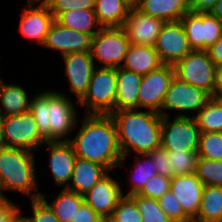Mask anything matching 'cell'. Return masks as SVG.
<instances>
[{"instance_id": "cell-6", "label": "cell", "mask_w": 222, "mask_h": 222, "mask_svg": "<svg viewBox=\"0 0 222 222\" xmlns=\"http://www.w3.org/2000/svg\"><path fill=\"white\" fill-rule=\"evenodd\" d=\"M175 76L215 97L217 66L206 50H192L174 66Z\"/></svg>"}, {"instance_id": "cell-51", "label": "cell", "mask_w": 222, "mask_h": 222, "mask_svg": "<svg viewBox=\"0 0 222 222\" xmlns=\"http://www.w3.org/2000/svg\"><path fill=\"white\" fill-rule=\"evenodd\" d=\"M100 222H114L110 217L102 218Z\"/></svg>"}, {"instance_id": "cell-16", "label": "cell", "mask_w": 222, "mask_h": 222, "mask_svg": "<svg viewBox=\"0 0 222 222\" xmlns=\"http://www.w3.org/2000/svg\"><path fill=\"white\" fill-rule=\"evenodd\" d=\"M165 21L140 12L134 6L122 28L130 44L155 46Z\"/></svg>"}, {"instance_id": "cell-20", "label": "cell", "mask_w": 222, "mask_h": 222, "mask_svg": "<svg viewBox=\"0 0 222 222\" xmlns=\"http://www.w3.org/2000/svg\"><path fill=\"white\" fill-rule=\"evenodd\" d=\"M45 145L49 150V167L54 183L67 189L77 159L73 146L69 141H47Z\"/></svg>"}, {"instance_id": "cell-44", "label": "cell", "mask_w": 222, "mask_h": 222, "mask_svg": "<svg viewBox=\"0 0 222 222\" xmlns=\"http://www.w3.org/2000/svg\"><path fill=\"white\" fill-rule=\"evenodd\" d=\"M18 208V205L9 199L0 196V222H8L11 214Z\"/></svg>"}, {"instance_id": "cell-14", "label": "cell", "mask_w": 222, "mask_h": 222, "mask_svg": "<svg viewBox=\"0 0 222 222\" xmlns=\"http://www.w3.org/2000/svg\"><path fill=\"white\" fill-rule=\"evenodd\" d=\"M34 5L36 6L32 7ZM21 15L19 32L23 37L35 40L42 46L55 21L49 7L42 0H27V6L23 8Z\"/></svg>"}, {"instance_id": "cell-41", "label": "cell", "mask_w": 222, "mask_h": 222, "mask_svg": "<svg viewBox=\"0 0 222 222\" xmlns=\"http://www.w3.org/2000/svg\"><path fill=\"white\" fill-rule=\"evenodd\" d=\"M154 160V166L156 167L159 175L171 178V167L169 163L168 151L162 147L154 149L148 153Z\"/></svg>"}, {"instance_id": "cell-47", "label": "cell", "mask_w": 222, "mask_h": 222, "mask_svg": "<svg viewBox=\"0 0 222 222\" xmlns=\"http://www.w3.org/2000/svg\"><path fill=\"white\" fill-rule=\"evenodd\" d=\"M20 208H17L10 216L8 222H31L29 217H22Z\"/></svg>"}, {"instance_id": "cell-37", "label": "cell", "mask_w": 222, "mask_h": 222, "mask_svg": "<svg viewBox=\"0 0 222 222\" xmlns=\"http://www.w3.org/2000/svg\"><path fill=\"white\" fill-rule=\"evenodd\" d=\"M160 208L173 222H187L191 219L183 212L180 202L176 196L167 191L161 198L158 199Z\"/></svg>"}, {"instance_id": "cell-17", "label": "cell", "mask_w": 222, "mask_h": 222, "mask_svg": "<svg viewBox=\"0 0 222 222\" xmlns=\"http://www.w3.org/2000/svg\"><path fill=\"white\" fill-rule=\"evenodd\" d=\"M119 182L110 175L104 176L85 195L84 202L102 218L110 217L124 196Z\"/></svg>"}, {"instance_id": "cell-43", "label": "cell", "mask_w": 222, "mask_h": 222, "mask_svg": "<svg viewBox=\"0 0 222 222\" xmlns=\"http://www.w3.org/2000/svg\"><path fill=\"white\" fill-rule=\"evenodd\" d=\"M217 0H190V11L194 13L210 12Z\"/></svg>"}, {"instance_id": "cell-31", "label": "cell", "mask_w": 222, "mask_h": 222, "mask_svg": "<svg viewBox=\"0 0 222 222\" xmlns=\"http://www.w3.org/2000/svg\"><path fill=\"white\" fill-rule=\"evenodd\" d=\"M135 159L137 161L136 167L131 171L132 175H130L132 176L130 177L131 190L127 191L125 196L138 194L145 185L146 181L158 174L156 167L154 166V160L149 154H136Z\"/></svg>"}, {"instance_id": "cell-24", "label": "cell", "mask_w": 222, "mask_h": 222, "mask_svg": "<svg viewBox=\"0 0 222 222\" xmlns=\"http://www.w3.org/2000/svg\"><path fill=\"white\" fill-rule=\"evenodd\" d=\"M162 64L154 46L130 44L122 68L146 75Z\"/></svg>"}, {"instance_id": "cell-28", "label": "cell", "mask_w": 222, "mask_h": 222, "mask_svg": "<svg viewBox=\"0 0 222 222\" xmlns=\"http://www.w3.org/2000/svg\"><path fill=\"white\" fill-rule=\"evenodd\" d=\"M222 216V187L204 186L196 222H218Z\"/></svg>"}, {"instance_id": "cell-11", "label": "cell", "mask_w": 222, "mask_h": 222, "mask_svg": "<svg viewBox=\"0 0 222 222\" xmlns=\"http://www.w3.org/2000/svg\"><path fill=\"white\" fill-rule=\"evenodd\" d=\"M193 50H207L222 36V23L210 12H188L181 19Z\"/></svg>"}, {"instance_id": "cell-8", "label": "cell", "mask_w": 222, "mask_h": 222, "mask_svg": "<svg viewBox=\"0 0 222 222\" xmlns=\"http://www.w3.org/2000/svg\"><path fill=\"white\" fill-rule=\"evenodd\" d=\"M162 116L161 147L167 151H198L200 130L193 116Z\"/></svg>"}, {"instance_id": "cell-34", "label": "cell", "mask_w": 222, "mask_h": 222, "mask_svg": "<svg viewBox=\"0 0 222 222\" xmlns=\"http://www.w3.org/2000/svg\"><path fill=\"white\" fill-rule=\"evenodd\" d=\"M141 213L142 222H173L160 208L158 200L138 194L130 196Z\"/></svg>"}, {"instance_id": "cell-33", "label": "cell", "mask_w": 222, "mask_h": 222, "mask_svg": "<svg viewBox=\"0 0 222 222\" xmlns=\"http://www.w3.org/2000/svg\"><path fill=\"white\" fill-rule=\"evenodd\" d=\"M195 174L205 186L222 187V160L198 158Z\"/></svg>"}, {"instance_id": "cell-35", "label": "cell", "mask_w": 222, "mask_h": 222, "mask_svg": "<svg viewBox=\"0 0 222 222\" xmlns=\"http://www.w3.org/2000/svg\"><path fill=\"white\" fill-rule=\"evenodd\" d=\"M199 158L222 160V132H200Z\"/></svg>"}, {"instance_id": "cell-25", "label": "cell", "mask_w": 222, "mask_h": 222, "mask_svg": "<svg viewBox=\"0 0 222 222\" xmlns=\"http://www.w3.org/2000/svg\"><path fill=\"white\" fill-rule=\"evenodd\" d=\"M28 93L17 84H6L0 78V116H14L29 111Z\"/></svg>"}, {"instance_id": "cell-15", "label": "cell", "mask_w": 222, "mask_h": 222, "mask_svg": "<svg viewBox=\"0 0 222 222\" xmlns=\"http://www.w3.org/2000/svg\"><path fill=\"white\" fill-rule=\"evenodd\" d=\"M65 64V75L69 81V90L77 97L76 104L85 96L91 81L95 61L90 51L62 55Z\"/></svg>"}, {"instance_id": "cell-12", "label": "cell", "mask_w": 222, "mask_h": 222, "mask_svg": "<svg viewBox=\"0 0 222 222\" xmlns=\"http://www.w3.org/2000/svg\"><path fill=\"white\" fill-rule=\"evenodd\" d=\"M174 76V67L165 64L143 75L139 87L138 109L146 108L159 113Z\"/></svg>"}, {"instance_id": "cell-23", "label": "cell", "mask_w": 222, "mask_h": 222, "mask_svg": "<svg viewBox=\"0 0 222 222\" xmlns=\"http://www.w3.org/2000/svg\"><path fill=\"white\" fill-rule=\"evenodd\" d=\"M134 7L165 22H175L190 12V0H138Z\"/></svg>"}, {"instance_id": "cell-45", "label": "cell", "mask_w": 222, "mask_h": 222, "mask_svg": "<svg viewBox=\"0 0 222 222\" xmlns=\"http://www.w3.org/2000/svg\"><path fill=\"white\" fill-rule=\"evenodd\" d=\"M208 52L209 58L218 67L222 65V36L209 48L206 50Z\"/></svg>"}, {"instance_id": "cell-40", "label": "cell", "mask_w": 222, "mask_h": 222, "mask_svg": "<svg viewBox=\"0 0 222 222\" xmlns=\"http://www.w3.org/2000/svg\"><path fill=\"white\" fill-rule=\"evenodd\" d=\"M33 215L30 218L31 222H60L54 215L49 205L40 197L31 199Z\"/></svg>"}, {"instance_id": "cell-2", "label": "cell", "mask_w": 222, "mask_h": 222, "mask_svg": "<svg viewBox=\"0 0 222 222\" xmlns=\"http://www.w3.org/2000/svg\"><path fill=\"white\" fill-rule=\"evenodd\" d=\"M113 118L122 152L119 167L126 155L134 150L136 154H148L161 147L162 116L155 111L141 109L118 110L110 114Z\"/></svg>"}, {"instance_id": "cell-10", "label": "cell", "mask_w": 222, "mask_h": 222, "mask_svg": "<svg viewBox=\"0 0 222 222\" xmlns=\"http://www.w3.org/2000/svg\"><path fill=\"white\" fill-rule=\"evenodd\" d=\"M211 95L191 84L181 81L176 76L172 79L169 89L165 94L162 108L159 112L161 116H169L167 110L182 111L183 114L176 116H188L186 112L198 113L211 99ZM165 111V112H164Z\"/></svg>"}, {"instance_id": "cell-18", "label": "cell", "mask_w": 222, "mask_h": 222, "mask_svg": "<svg viewBox=\"0 0 222 222\" xmlns=\"http://www.w3.org/2000/svg\"><path fill=\"white\" fill-rule=\"evenodd\" d=\"M92 36L52 23L42 46L59 51L62 55L91 50Z\"/></svg>"}, {"instance_id": "cell-50", "label": "cell", "mask_w": 222, "mask_h": 222, "mask_svg": "<svg viewBox=\"0 0 222 222\" xmlns=\"http://www.w3.org/2000/svg\"><path fill=\"white\" fill-rule=\"evenodd\" d=\"M127 1L132 7L136 5L138 0H125Z\"/></svg>"}, {"instance_id": "cell-19", "label": "cell", "mask_w": 222, "mask_h": 222, "mask_svg": "<svg viewBox=\"0 0 222 222\" xmlns=\"http://www.w3.org/2000/svg\"><path fill=\"white\" fill-rule=\"evenodd\" d=\"M204 186L195 173L176 175L171 178L170 190L180 202L183 212L191 220L197 217Z\"/></svg>"}, {"instance_id": "cell-42", "label": "cell", "mask_w": 222, "mask_h": 222, "mask_svg": "<svg viewBox=\"0 0 222 222\" xmlns=\"http://www.w3.org/2000/svg\"><path fill=\"white\" fill-rule=\"evenodd\" d=\"M102 217L88 204L83 202L74 215V221L70 222H100Z\"/></svg>"}, {"instance_id": "cell-26", "label": "cell", "mask_w": 222, "mask_h": 222, "mask_svg": "<svg viewBox=\"0 0 222 222\" xmlns=\"http://www.w3.org/2000/svg\"><path fill=\"white\" fill-rule=\"evenodd\" d=\"M132 6L125 0H95V14L102 27H122Z\"/></svg>"}, {"instance_id": "cell-36", "label": "cell", "mask_w": 222, "mask_h": 222, "mask_svg": "<svg viewBox=\"0 0 222 222\" xmlns=\"http://www.w3.org/2000/svg\"><path fill=\"white\" fill-rule=\"evenodd\" d=\"M110 218L114 222H142L141 213L135 201L130 196H123Z\"/></svg>"}, {"instance_id": "cell-49", "label": "cell", "mask_w": 222, "mask_h": 222, "mask_svg": "<svg viewBox=\"0 0 222 222\" xmlns=\"http://www.w3.org/2000/svg\"><path fill=\"white\" fill-rule=\"evenodd\" d=\"M7 147L5 143V138H4V132L2 129V122H1V116H0V149H3Z\"/></svg>"}, {"instance_id": "cell-30", "label": "cell", "mask_w": 222, "mask_h": 222, "mask_svg": "<svg viewBox=\"0 0 222 222\" xmlns=\"http://www.w3.org/2000/svg\"><path fill=\"white\" fill-rule=\"evenodd\" d=\"M200 132H222V102L211 97L205 106L193 116Z\"/></svg>"}, {"instance_id": "cell-38", "label": "cell", "mask_w": 222, "mask_h": 222, "mask_svg": "<svg viewBox=\"0 0 222 222\" xmlns=\"http://www.w3.org/2000/svg\"><path fill=\"white\" fill-rule=\"evenodd\" d=\"M56 19L61 13L77 9H94L95 0H42Z\"/></svg>"}, {"instance_id": "cell-9", "label": "cell", "mask_w": 222, "mask_h": 222, "mask_svg": "<svg viewBox=\"0 0 222 222\" xmlns=\"http://www.w3.org/2000/svg\"><path fill=\"white\" fill-rule=\"evenodd\" d=\"M1 122L7 147L32 152L47 142L40 134L30 111L14 116H1Z\"/></svg>"}, {"instance_id": "cell-27", "label": "cell", "mask_w": 222, "mask_h": 222, "mask_svg": "<svg viewBox=\"0 0 222 222\" xmlns=\"http://www.w3.org/2000/svg\"><path fill=\"white\" fill-rule=\"evenodd\" d=\"M60 25L92 37L102 28L94 9H77L61 13L55 19Z\"/></svg>"}, {"instance_id": "cell-48", "label": "cell", "mask_w": 222, "mask_h": 222, "mask_svg": "<svg viewBox=\"0 0 222 222\" xmlns=\"http://www.w3.org/2000/svg\"><path fill=\"white\" fill-rule=\"evenodd\" d=\"M210 13L222 23V0H217Z\"/></svg>"}, {"instance_id": "cell-29", "label": "cell", "mask_w": 222, "mask_h": 222, "mask_svg": "<svg viewBox=\"0 0 222 222\" xmlns=\"http://www.w3.org/2000/svg\"><path fill=\"white\" fill-rule=\"evenodd\" d=\"M41 198L49 205L60 222L74 221L77 209L84 202L82 195L67 189H63L51 203L47 201L44 194Z\"/></svg>"}, {"instance_id": "cell-13", "label": "cell", "mask_w": 222, "mask_h": 222, "mask_svg": "<svg viewBox=\"0 0 222 222\" xmlns=\"http://www.w3.org/2000/svg\"><path fill=\"white\" fill-rule=\"evenodd\" d=\"M154 47L162 64L172 66L193 50L180 21L165 22Z\"/></svg>"}, {"instance_id": "cell-46", "label": "cell", "mask_w": 222, "mask_h": 222, "mask_svg": "<svg viewBox=\"0 0 222 222\" xmlns=\"http://www.w3.org/2000/svg\"><path fill=\"white\" fill-rule=\"evenodd\" d=\"M222 95V65L217 67L215 81V98Z\"/></svg>"}, {"instance_id": "cell-4", "label": "cell", "mask_w": 222, "mask_h": 222, "mask_svg": "<svg viewBox=\"0 0 222 222\" xmlns=\"http://www.w3.org/2000/svg\"><path fill=\"white\" fill-rule=\"evenodd\" d=\"M35 156L33 152L20 148L5 147L0 149V196H4L3 190L17 191L31 196V199L41 197L37 191L35 172Z\"/></svg>"}, {"instance_id": "cell-7", "label": "cell", "mask_w": 222, "mask_h": 222, "mask_svg": "<svg viewBox=\"0 0 222 222\" xmlns=\"http://www.w3.org/2000/svg\"><path fill=\"white\" fill-rule=\"evenodd\" d=\"M129 40L122 27H102L91 41V57L99 62L96 67L120 68Z\"/></svg>"}, {"instance_id": "cell-22", "label": "cell", "mask_w": 222, "mask_h": 222, "mask_svg": "<svg viewBox=\"0 0 222 222\" xmlns=\"http://www.w3.org/2000/svg\"><path fill=\"white\" fill-rule=\"evenodd\" d=\"M109 172L101 164L77 158L67 190L83 196Z\"/></svg>"}, {"instance_id": "cell-1", "label": "cell", "mask_w": 222, "mask_h": 222, "mask_svg": "<svg viewBox=\"0 0 222 222\" xmlns=\"http://www.w3.org/2000/svg\"><path fill=\"white\" fill-rule=\"evenodd\" d=\"M69 142L77 158L101 164L109 171L118 167L123 157L111 115L85 114L77 135Z\"/></svg>"}, {"instance_id": "cell-21", "label": "cell", "mask_w": 222, "mask_h": 222, "mask_svg": "<svg viewBox=\"0 0 222 222\" xmlns=\"http://www.w3.org/2000/svg\"><path fill=\"white\" fill-rule=\"evenodd\" d=\"M143 75L125 68H116L115 111L138 109L139 87Z\"/></svg>"}, {"instance_id": "cell-3", "label": "cell", "mask_w": 222, "mask_h": 222, "mask_svg": "<svg viewBox=\"0 0 222 222\" xmlns=\"http://www.w3.org/2000/svg\"><path fill=\"white\" fill-rule=\"evenodd\" d=\"M75 107L65 94L47 90L31 99L29 111L46 141H69L78 123Z\"/></svg>"}, {"instance_id": "cell-32", "label": "cell", "mask_w": 222, "mask_h": 222, "mask_svg": "<svg viewBox=\"0 0 222 222\" xmlns=\"http://www.w3.org/2000/svg\"><path fill=\"white\" fill-rule=\"evenodd\" d=\"M171 178L176 175L195 173L199 158L197 151H168Z\"/></svg>"}, {"instance_id": "cell-39", "label": "cell", "mask_w": 222, "mask_h": 222, "mask_svg": "<svg viewBox=\"0 0 222 222\" xmlns=\"http://www.w3.org/2000/svg\"><path fill=\"white\" fill-rule=\"evenodd\" d=\"M171 178L156 174L149 178L138 195L159 199L170 190Z\"/></svg>"}, {"instance_id": "cell-5", "label": "cell", "mask_w": 222, "mask_h": 222, "mask_svg": "<svg viewBox=\"0 0 222 222\" xmlns=\"http://www.w3.org/2000/svg\"><path fill=\"white\" fill-rule=\"evenodd\" d=\"M116 85V68L96 67L87 93L78 104L87 107L86 114L110 115L115 112Z\"/></svg>"}]
</instances>
